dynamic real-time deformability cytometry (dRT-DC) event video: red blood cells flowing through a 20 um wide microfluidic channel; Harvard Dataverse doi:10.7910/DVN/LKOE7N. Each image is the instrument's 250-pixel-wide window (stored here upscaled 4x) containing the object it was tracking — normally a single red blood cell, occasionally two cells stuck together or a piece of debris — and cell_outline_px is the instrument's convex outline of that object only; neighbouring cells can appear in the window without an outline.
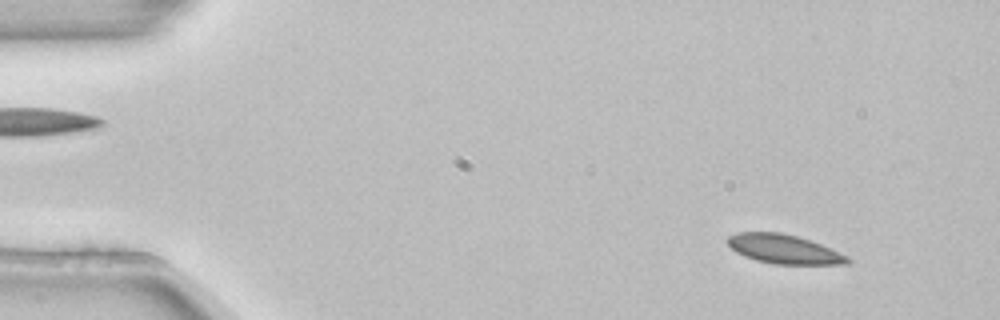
{"species": "common noctule bat (a hibernating species)", "species_latin": "Nyctalus noctula", "temperature_condition": "room temperature", "stored_images_in_passage": 3, "camera_frame_rate_fps": 3000, "um_per_image_px": 0.085, "animal": {"sex": "female", "body_mass_g": 22.7, "forearm_length_mm": 54.2}, "frame": {"image": 1, "passage_image": 1, "time_ms": 0.0, "image_size_px": [1000, 320], "cell_outline_px": [[852, 260], [848, 264], [772, 264], [756, 260], [744, 256], [736, 252], [724, 240], [728, 236], [736, 232], [780, 232], [796, 236], [820, 244], [848, 256]], "centroid_in_image_um": [66.6, 21.17], "position_along_channel_um": 18.4, "area_um2": 20.35}}